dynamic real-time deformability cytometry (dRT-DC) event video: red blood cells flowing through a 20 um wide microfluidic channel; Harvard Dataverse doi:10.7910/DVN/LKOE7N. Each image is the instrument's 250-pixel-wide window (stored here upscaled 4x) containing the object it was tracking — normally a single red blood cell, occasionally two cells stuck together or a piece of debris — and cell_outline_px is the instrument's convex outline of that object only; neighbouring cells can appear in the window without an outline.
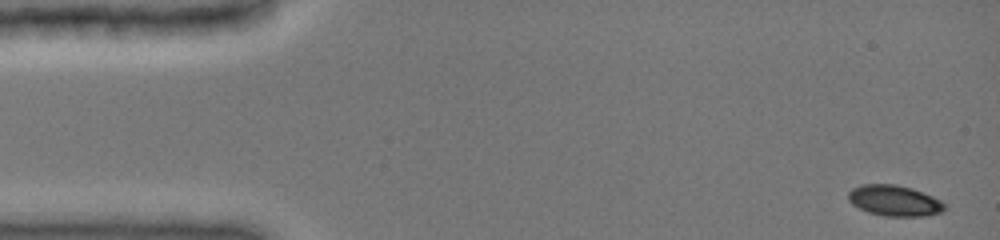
{"species": "common noctule bat (a hibernating species)", "species_latin": "Nyctalus noctula", "temperature_condition": "cold", "stored_images_in_passage": 43, "camera_frame_rate_fps": 3000, "um_per_image_px": 0.085, "animal": {"sex": "female", "body_mass_g": 19.0, "forearm_length_mm": 51.5}, "frame": {"image": 1, "passage_image": 1, "time_ms": 0.0, "image_size_px": [1000, 240], "cell_outline_px": [[944, 212], [924, 216], [884, 216], [868, 212], [852, 204], [848, 200], [848, 192], [852, 188], [860, 184], [896, 184], [912, 188], [932, 196], [940, 200], [944, 204]], "centroid_in_image_um": [76.0, 17.05], "position_along_channel_um": 9.0, "area_um2": 17.34}}
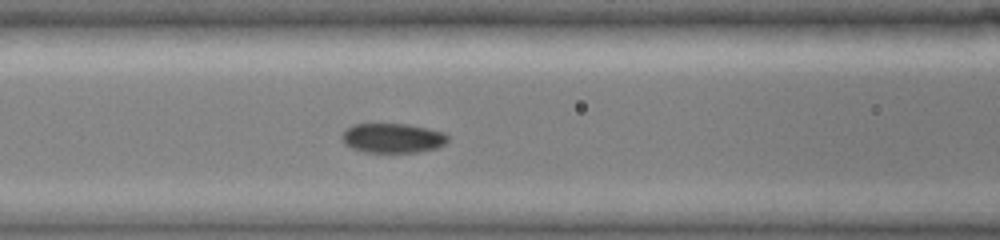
{"frame": {"image": 2, "passage_image": 19, "time_ms": 6.0, "image_size_px": [1000, 240], "cell_outline_px": [[448, 140], [444, 144], [436, 148], [420, 152], [364, 152], [352, 148], [344, 144], [340, 136], [344, 128], [352, 124], [408, 124], [428, 128], [444, 132], [448, 136]], "centroid_in_image_um": [33.33, 11.73], "position_along_channel_um": 133.3, "area_um2": 18.5}}
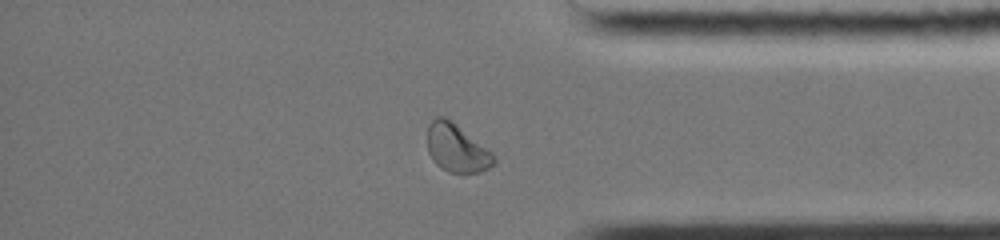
{"frame": {"image": 3, "passage_image": 37, "time_ms": 12.667, "image_size_px": [1000, 240], "cell_outline_px": [[496, 160], [488, 168], [480, 172], [448, 172], [440, 168], [436, 164], [428, 152], [428, 124], [436, 116], [444, 116], [452, 120], [492, 152], [496, 156]], "centroid_in_image_um": [38.81, 12.57], "position_along_channel_um": 396.4, "area_um2": 18.61}, "authors_computed_cell_mechanics": {"area_um2": 18.3226, "velocity_mm_per_s": 3.9996, "shape_relaxation_time_tau1_ms": 3.9778, "shape_relaxation_time_tau2_ms": 10.8829, "deformation_change_tau1": 0.1056, "deformation_change_tau2": 0.0772}}